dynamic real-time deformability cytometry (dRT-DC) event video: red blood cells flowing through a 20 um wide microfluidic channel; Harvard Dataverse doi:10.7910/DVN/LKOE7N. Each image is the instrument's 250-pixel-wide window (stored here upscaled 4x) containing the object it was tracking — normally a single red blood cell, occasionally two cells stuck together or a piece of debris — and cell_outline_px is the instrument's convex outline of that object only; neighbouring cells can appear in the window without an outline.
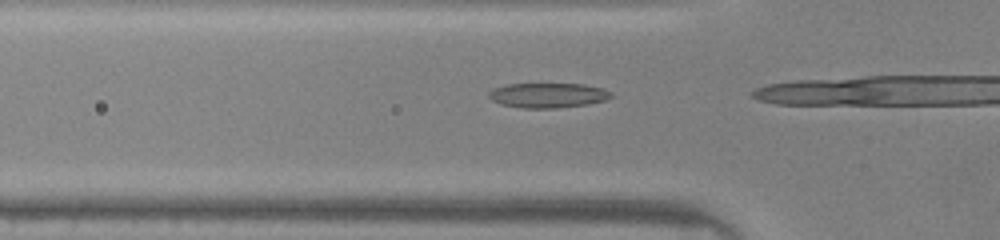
{"species": "common noctule bat (a hibernating species)", "species_latin": "Nyctalus noctula", "temperature_condition": "warm", "stored_images_in_passage": 13, "camera_frame_rate_fps": 3000, "um_per_image_px": 0.085, "animal": {"sex": "male", "body_mass_g": 20.0, "forearm_length_mm": 53.3}, "frame": {"image": 1, "passage_image": 10, "time_ms": 3.0, "image_size_px": [1000, 240], "cell_outline_px": [[612, 96], [604, 100], [588, 104], [556, 108], [520, 108], [500, 104], [492, 100], [488, 96], [488, 92], [492, 88], [508, 84], [584, 84], [604, 88], [612, 92]], "centroid_in_image_um": [46.55, 8.1], "position_along_channel_um": 79.2, "area_um2": 17.8}}